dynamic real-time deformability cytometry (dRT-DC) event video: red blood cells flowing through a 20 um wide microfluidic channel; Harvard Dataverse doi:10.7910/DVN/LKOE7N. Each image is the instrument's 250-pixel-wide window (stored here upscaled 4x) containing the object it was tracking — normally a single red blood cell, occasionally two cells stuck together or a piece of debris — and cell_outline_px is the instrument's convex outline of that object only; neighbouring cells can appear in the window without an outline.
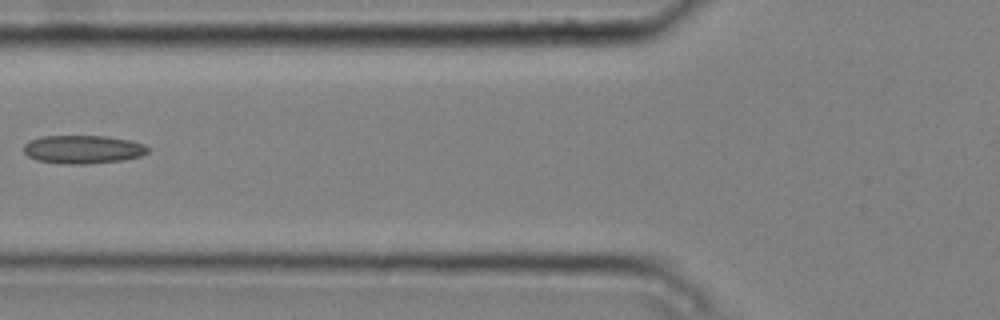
{"species": "common noctule bat (a hibernating species)", "species_latin": "Nyctalus noctula", "temperature_condition": "cold", "stored_images_in_passage": 6, "camera_frame_rate_fps": 3000, "um_per_image_px": 0.085, "animal": {"sex": "male", "body_mass_g": 20.4}, "frame": {"image": 1, "passage_image": 6, "time_ms": 1.667, "image_size_px": [1000, 320], "cell_outline_px": [[148, 152], [140, 156], [120, 160], [84, 164], [60, 164], [36, 160], [28, 156], [24, 152], [24, 144], [28, 140], [40, 136], [104, 136], [128, 140], [140, 144], [148, 148]], "centroid_in_image_um": [6.96, 12.7], "position_along_channel_um": 118.8, "area_um2": 20.35}}